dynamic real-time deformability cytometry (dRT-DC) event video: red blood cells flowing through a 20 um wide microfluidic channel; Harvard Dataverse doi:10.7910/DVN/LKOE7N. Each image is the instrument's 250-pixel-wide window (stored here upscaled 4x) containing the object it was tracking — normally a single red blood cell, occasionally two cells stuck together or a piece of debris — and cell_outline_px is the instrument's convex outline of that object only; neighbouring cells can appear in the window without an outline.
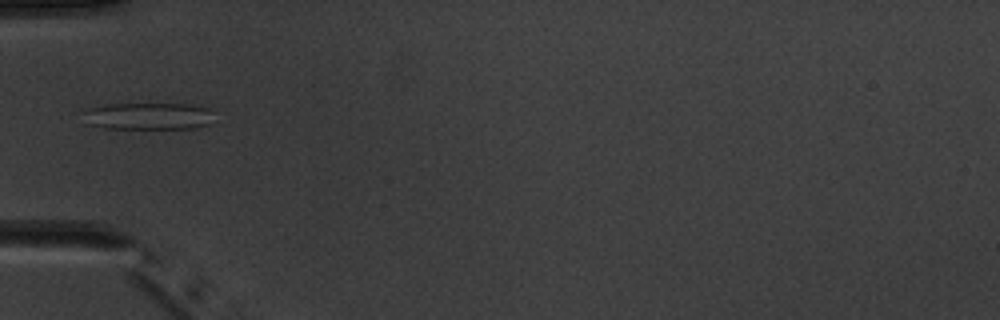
{"species": "common noctule bat (a hibernating species)", "species_latin": "Nyctalus noctula", "temperature_condition": "warm", "stored_images_in_passage": 5, "camera_frame_rate_fps": 3000, "um_per_image_px": 0.085, "animal": {"sex": "male", "body_mass_g": 20.1, "forearm_length_mm": 53.5}, "frame": {"image": 1, "passage_image": 5, "time_ms": 6.0, "image_size_px": [1000, 320], "cell_outline_px": [[216, 112], [208, 124], [196, 128], [104, 128], [84, 124], [84, 112], [88, 108], [104, 104], [192, 104], [208, 108]], "centroid_in_image_um": [12.59, 9.86], "position_along_channel_um": 72.4, "area_um2": 20.87}}